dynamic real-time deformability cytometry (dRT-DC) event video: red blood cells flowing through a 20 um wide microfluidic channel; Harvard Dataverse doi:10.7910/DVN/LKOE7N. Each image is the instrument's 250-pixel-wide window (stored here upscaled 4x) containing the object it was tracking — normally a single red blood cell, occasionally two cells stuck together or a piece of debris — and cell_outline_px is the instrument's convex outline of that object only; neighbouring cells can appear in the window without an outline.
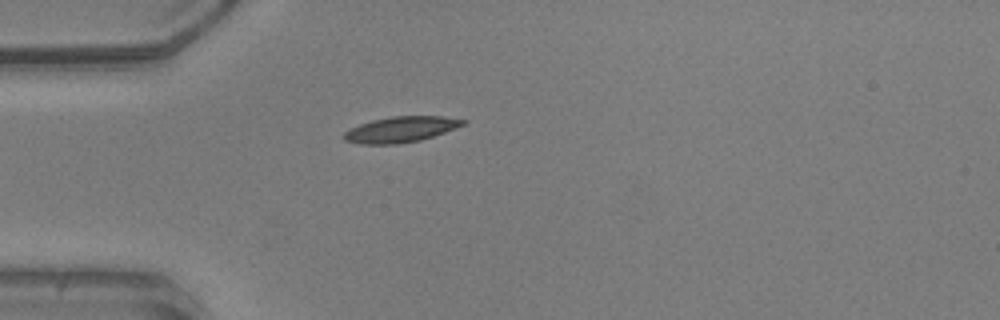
{"species": "common noctule bat (a hibernating species)", "species_latin": "Nyctalus noctula", "temperature_condition": "warm", "stored_images_in_passage": 38, "camera_frame_rate_fps": 3000, "um_per_image_px": 0.085, "animal": {"sex": "male", "body_mass_g": 20.5, "forearm_length_mm": 52.5}, "frame": {"image": 1, "passage_image": 1, "time_ms": 0.0, "image_size_px": [1000, 320], "cell_outline_px": [[468, 120], [464, 124], [444, 132], [420, 140], [396, 144], [360, 144], [344, 140], [340, 136], [344, 132], [360, 124], [372, 120], [392, 116], [444, 116]], "centroid_in_image_um": [34.03, 11.0], "position_along_channel_um": 51.0, "area_um2": 17.74}}
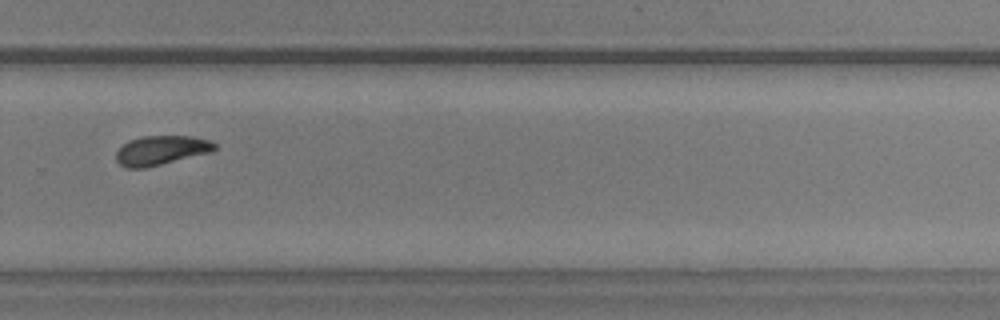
{"frame": {"image": 2, "passage_image": 22, "time_ms": 7.0, "image_size_px": [1000, 320], "cell_outline_px": [[216, 148], [212, 152], [144, 168], [128, 168], [120, 164], [116, 160], [116, 152], [128, 140], [144, 136], [192, 136], [212, 140], [216, 144]], "centroid_in_image_um": [13.72, 12.77], "position_along_channel_um": 316.1, "area_um2": 16.82}}
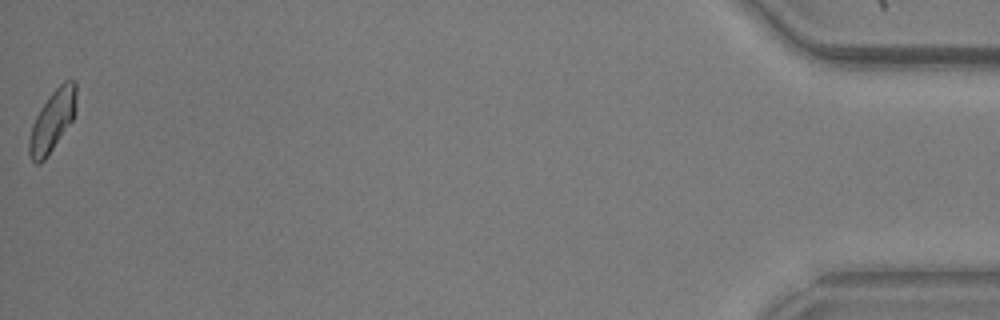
{"frame": {"image": 3, "passage_image": 38, "time_ms": 12.333, "image_size_px": [1000, 320], "cell_outline_px": [[76, 108], [72, 120], [44, 160], [40, 164], [36, 164], [32, 160], [28, 152], [28, 140], [32, 124], [40, 108], [48, 96], [64, 80], [76, 80]], "centroid_in_image_um": [4.44, 10.25], "position_along_channel_um": 430.8, "area_um2": 16.7}, "authors_computed_cell_mechanics": {"area_um2": 16.9932, "velocity_mm_per_s": 3.9426, "shape_relaxation_time_tau1_ms": 2.739, "shape_relaxation_time_tau2_ms": 4.436, "deformation_change_tau1": 0.1214, "deformation_change_tau2": 0.0704}}